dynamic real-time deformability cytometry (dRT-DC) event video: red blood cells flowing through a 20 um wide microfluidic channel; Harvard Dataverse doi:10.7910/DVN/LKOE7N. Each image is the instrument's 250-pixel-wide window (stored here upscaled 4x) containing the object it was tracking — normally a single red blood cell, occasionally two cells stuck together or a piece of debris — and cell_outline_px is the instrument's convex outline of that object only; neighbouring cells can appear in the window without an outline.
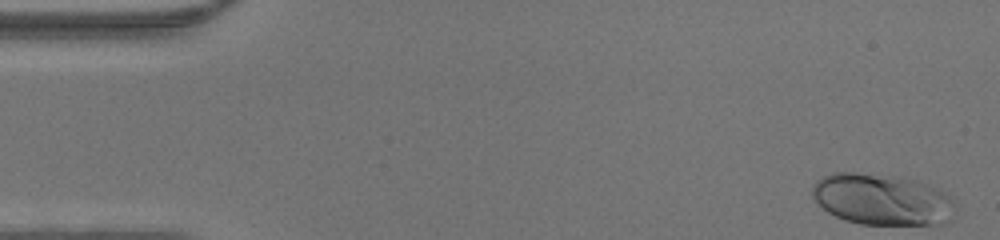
{"species": "human", "species_latin": "Homo sapiens", "temperature_condition": "warm", "stored_images_in_passage": 39, "camera_frame_rate_fps": 3000, "um_per_image_px": 0.085, "donor": {"sex": "male"}, "frame": {"image": 1, "passage_image": 1, "time_ms": 0.0, "image_size_px": [1000, 240], "cell_outline_px": [[956, 208], [940, 224], [860, 224], [844, 220], [828, 212], [812, 200], [812, 184], [816, 180], [832, 172], [856, 172], [904, 176], [928, 184], [944, 192], [956, 200]], "centroid_in_image_um": [74.93, 16.92], "position_along_channel_um": 10.1, "area_um2": 43.18}}
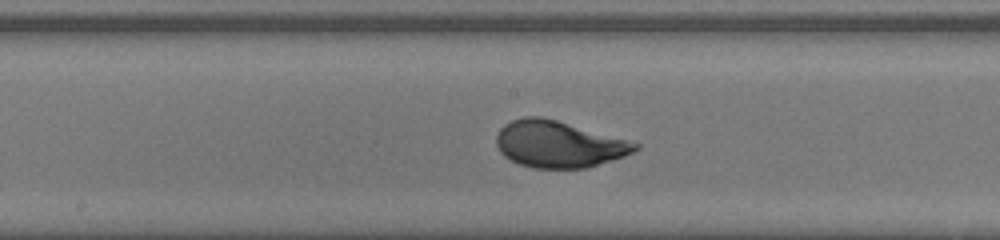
{"frame": {"image": 2, "passage_image": 23, "time_ms": 7.333, "image_size_px": [1000, 240], "cell_outline_px": [[640, 148], [624, 156], [584, 168], [532, 168], [520, 164], [504, 156], [500, 152], [496, 144], [496, 136], [500, 128], [504, 124], [512, 120], [524, 116], [540, 116], [556, 120], [640, 144]], "centroid_in_image_um": [47.43, 12.25], "position_along_channel_um": 200.8, "area_um2": 37.22}}
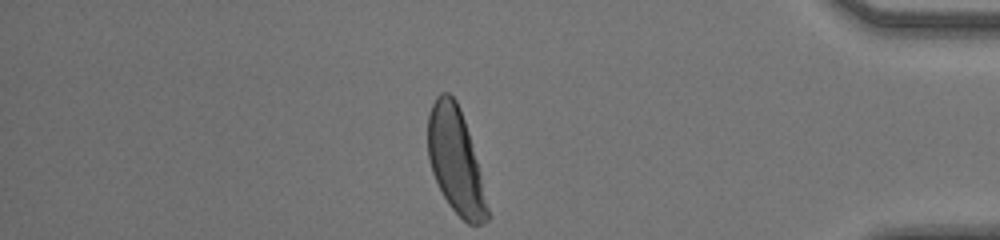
{"frame": {"image": 3, "passage_image": 39, "time_ms": 12.667, "image_size_px": [1000, 240], "cell_outline_px": [[488, 220], [480, 224], [468, 224], [448, 204], [432, 172], [428, 160], [428, 112], [436, 96], [440, 92], [448, 92], [456, 100], [460, 108], [468, 132], [476, 160], [488, 208]], "centroid_in_image_um": [38.69, 13.63], "position_along_channel_um": 396.5, "area_um2": 35.78}}